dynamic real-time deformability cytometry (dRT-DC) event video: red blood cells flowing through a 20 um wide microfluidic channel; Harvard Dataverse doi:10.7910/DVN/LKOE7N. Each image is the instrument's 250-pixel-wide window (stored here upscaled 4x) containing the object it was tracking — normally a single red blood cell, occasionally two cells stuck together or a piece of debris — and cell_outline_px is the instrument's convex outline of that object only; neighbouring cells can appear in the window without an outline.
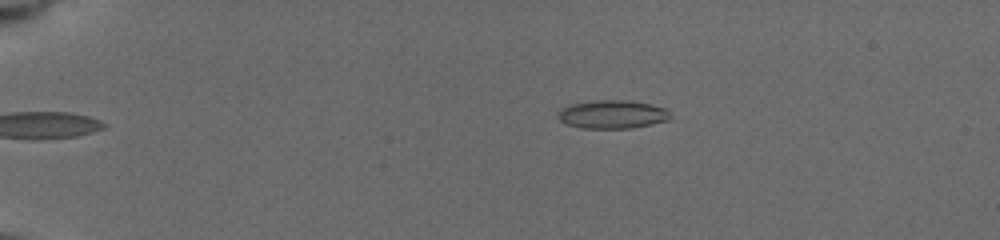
{"species": "common noctule bat (a hibernating species)", "species_latin": "Nyctalus noctula", "temperature_condition": "cold", "stored_images_in_passage": 21, "camera_frame_rate_fps": 3000, "um_per_image_px": 0.085, "animal": {"sex": "female", "body_mass_g": 19.5, "forearm_length_mm": 54.1}, "frame": {"image": 1, "passage_image": 1, "time_ms": 0.0, "image_size_px": [1000, 240], "cell_outline_px": [[672, 120], [632, 128], [580, 128], [568, 124], [560, 120], [556, 116], [556, 112], [572, 104], [592, 100], [628, 100], [648, 104], [664, 108], [672, 116]], "centroid_in_image_um": [52.06, 9.72], "position_along_channel_um": 32.9, "area_um2": 18.61}}
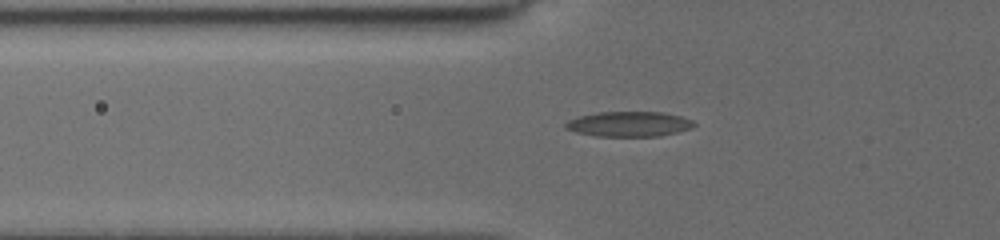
{"frame": {"image": 2, "passage_image": 15, "time_ms": 3.0, "image_size_px": [1000, 240], "cell_outline_px": [[696, 124], [692, 128], [660, 136], [596, 136], [576, 132], [564, 128], [564, 124], [568, 120], [576, 116], [596, 112], [664, 112], [680, 116], [692, 120]], "centroid_in_image_um": [53.43, 10.54], "position_along_channel_um": 72.4, "area_um2": 18.9}}
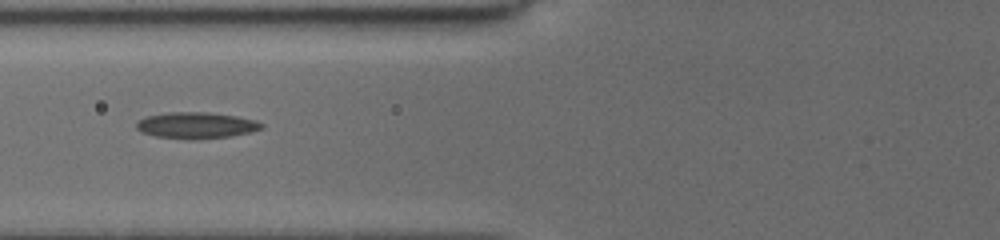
{"frame": {"image": 3, "passage_image": 20, "time_ms": 4.0, "image_size_px": [1000, 240], "cell_outline_px": [[264, 128], [252, 132], [228, 136], [156, 136], [140, 132], [136, 128], [136, 124], [140, 120], [148, 116], [168, 112], [208, 112], [236, 116], [256, 120], [264, 124]], "centroid_in_image_um": [16.73, 10.6], "position_along_channel_um": 109.1, "area_um2": 18.15}}